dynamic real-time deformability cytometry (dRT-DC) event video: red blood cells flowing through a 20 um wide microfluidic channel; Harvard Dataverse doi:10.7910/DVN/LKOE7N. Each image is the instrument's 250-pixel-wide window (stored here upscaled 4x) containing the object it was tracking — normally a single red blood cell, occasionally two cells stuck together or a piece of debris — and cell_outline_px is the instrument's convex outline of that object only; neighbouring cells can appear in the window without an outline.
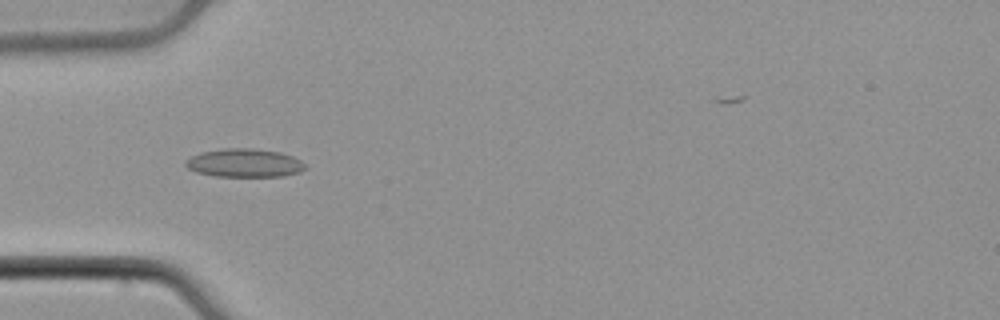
{"species": "common noctule bat (a hibernating species)", "species_latin": "Nyctalus noctula", "temperature_condition": "cold", "stored_images_in_passage": 35, "camera_frame_rate_fps": 3000, "um_per_image_px": 0.085, "animal": {"sex": "male", "body_mass_g": 21.5, "forearm_length_mm": 52.0}, "frame": {"image": 1, "passage_image": 3, "time_ms": 0.667, "image_size_px": [1000, 320], "cell_outline_px": [[308, 168], [300, 172], [284, 176], [216, 176], [196, 172], [188, 168], [184, 164], [184, 160], [200, 152], [224, 148], [252, 148], [280, 152], [292, 156], [300, 160]], "centroid_in_image_um": [20.77, 13.85], "position_along_channel_um": 64.2, "area_um2": 19.88}}
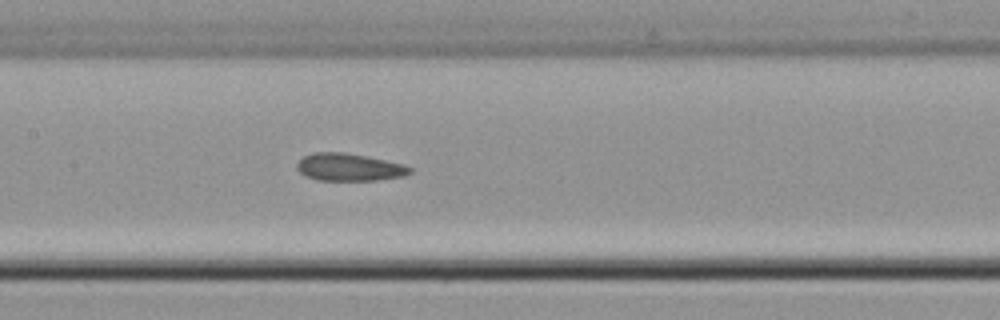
{"frame": {"image": 2, "passage_image": 12, "time_ms": 3.667, "image_size_px": [1000, 320], "cell_outline_px": [[412, 172], [404, 176], [376, 180], [316, 180], [304, 176], [296, 168], [296, 164], [304, 156], [312, 152], [344, 152], [404, 164], [412, 168]], "centroid_in_image_um": [29.65, 14.21], "position_along_channel_um": 177.7, "area_um2": 18.09}}
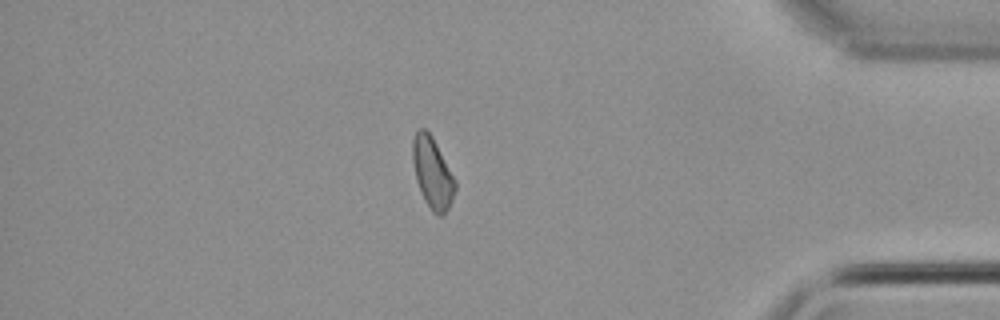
{"frame": {"image": 3, "passage_image": 32, "time_ms": 10.333, "image_size_px": [1000, 320], "cell_outline_px": [[456, 188], [452, 200], [444, 216], [436, 216], [432, 212], [424, 200], [416, 180], [412, 160], [412, 140], [416, 128], [424, 128], [432, 136], [456, 180]], "centroid_in_image_um": [36.75, 14.7], "position_along_channel_um": 398.5, "area_um2": 17.8}}